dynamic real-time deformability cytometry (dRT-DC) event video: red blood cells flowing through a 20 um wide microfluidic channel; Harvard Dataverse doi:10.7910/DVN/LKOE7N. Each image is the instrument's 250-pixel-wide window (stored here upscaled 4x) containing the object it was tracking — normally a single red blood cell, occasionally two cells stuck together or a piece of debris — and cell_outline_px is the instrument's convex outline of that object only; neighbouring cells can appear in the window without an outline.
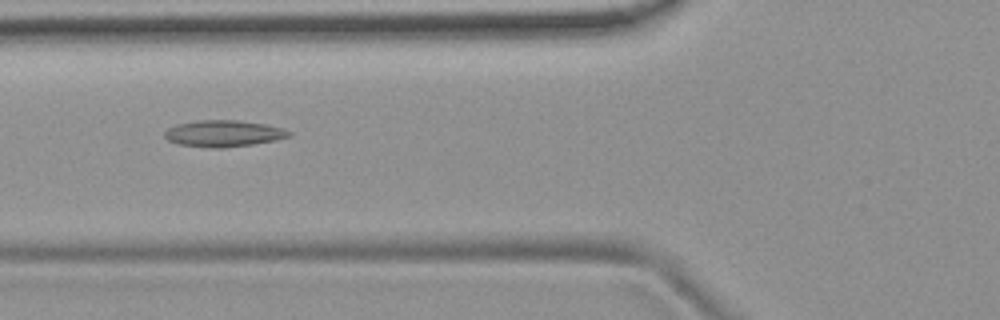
{"species": "common noctule bat (a hibernating species)", "species_latin": "Nyctalus noctula", "temperature_condition": "room temperature", "stored_images_in_passage": 53, "camera_frame_rate_fps": 3000, "um_per_image_px": 0.085, "animal": {"sex": "female", "body_mass_g": 19.9}, "frame": {"image": 1, "passage_image": 20, "time_ms": 6.333, "image_size_px": [1000, 320], "cell_outline_px": [[292, 136], [276, 140], [252, 144], [224, 148], [212, 148], [176, 144], [168, 140], [164, 136], [164, 132], [168, 128], [176, 124], [196, 120], [236, 120], [264, 124], [280, 128], [292, 132]], "centroid_in_image_um": [18.97, 11.35], "position_along_channel_um": 106.8, "area_um2": 19.25}}
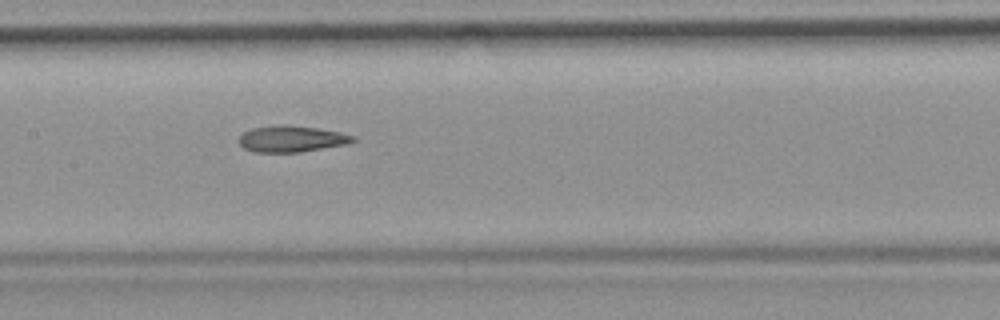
{"frame": {"image": 2, "passage_image": 26, "time_ms": 8.333, "image_size_px": [1000, 320], "cell_outline_px": [[356, 140], [348, 144], [300, 152], [252, 152], [244, 148], [236, 140], [244, 132], [252, 128], [280, 124], [284, 124], [316, 128], [340, 132], [356, 136]], "centroid_in_image_um": [24.77, 11.8], "position_along_channel_um": 182.6, "area_um2": 17.63}}
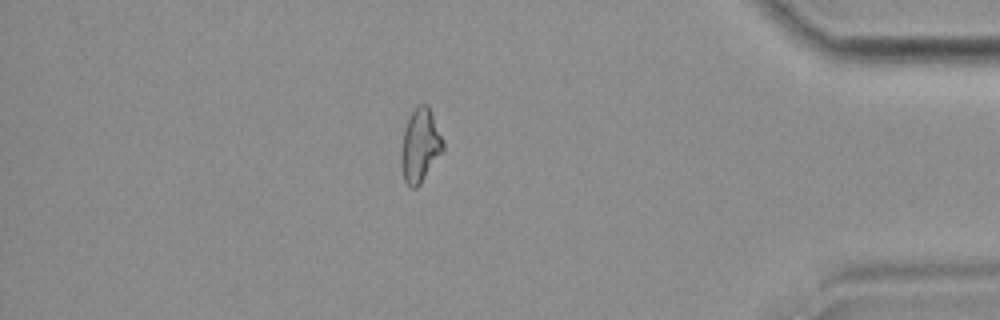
{"frame": {"image": 3, "passage_image": 46, "time_ms": 15.0, "image_size_px": [1000, 320], "cell_outline_px": [[444, 148], [420, 184], [416, 188], [412, 188], [404, 180], [400, 164], [400, 148], [404, 128], [408, 116], [420, 104], [428, 104], [444, 140]], "centroid_in_image_um": [35.69, 12.35], "position_along_channel_um": 399.5, "area_um2": 18.03}, "authors_computed_cell_mechanics": {"area_um2": 18.2648, "velocity_mm_per_s": 3.787, "shape_relaxation_time_tau1_ms": null, "shape_relaxation_time_tau2_ms": 3.6746, "deformation_change_tau1": null, "deformation_change_tau2": 0.1159}}